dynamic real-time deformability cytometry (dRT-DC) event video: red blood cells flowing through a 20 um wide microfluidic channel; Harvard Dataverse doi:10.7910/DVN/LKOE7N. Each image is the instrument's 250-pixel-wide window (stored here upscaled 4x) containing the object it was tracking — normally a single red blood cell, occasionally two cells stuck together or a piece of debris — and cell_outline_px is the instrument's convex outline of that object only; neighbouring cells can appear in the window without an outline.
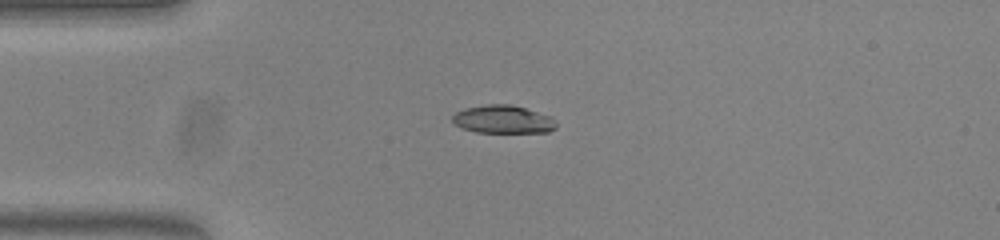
{"species": "common noctule bat (a hibernating species)", "species_latin": "Nyctalus noctula", "temperature_condition": "warm", "stored_images_in_passage": 41, "camera_frame_rate_fps": 3000, "um_per_image_px": 0.085, "animal": {"sex": "female", "body_mass_g": 23.0, "forearm_length_mm": 53.4}, "frame": {"image": 1, "passage_image": 1, "time_ms": 0.0, "image_size_px": [1000, 240], "cell_outline_px": [[556, 128], [548, 132], [476, 132], [464, 128], [456, 124], [452, 120], [452, 116], [456, 112], [464, 108], [488, 104], [512, 104], [552, 116], [556, 120]], "centroid_in_image_um": [42.8, 10.13], "position_along_channel_um": 42.2, "area_um2": 16.99}}
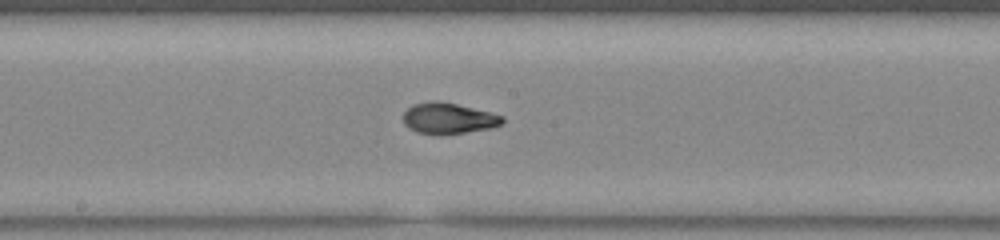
{"frame": {"image": 2, "passage_image": 16, "time_ms": 5.0, "image_size_px": [1000, 240], "cell_outline_px": [[504, 120], [500, 124], [492, 128], [440, 136], [416, 132], [408, 128], [404, 124], [404, 112], [412, 104], [432, 100], [436, 100], [456, 104], [504, 116]], "centroid_in_image_um": [38.07, 10.07], "position_along_channel_um": 210.1, "area_um2": 18.03}}
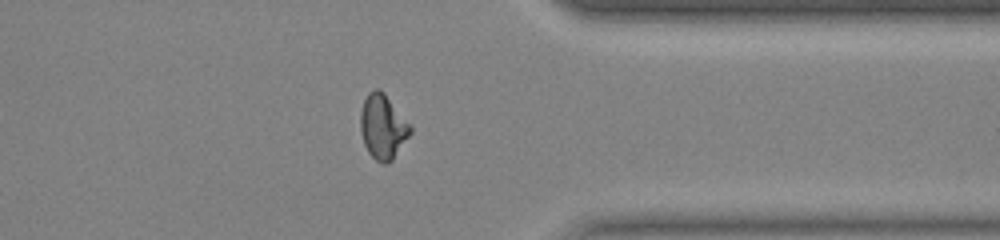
{"frame": {"image": 3, "passage_image": 30, "time_ms": 9.667, "image_size_px": [1000, 240], "cell_outline_px": [[412, 132], [392, 160], [388, 164], [384, 164], [376, 160], [368, 152], [364, 144], [360, 132], [360, 112], [364, 100], [368, 92], [376, 88], [380, 88], [384, 92], [412, 124]], "centroid_in_image_um": [32.55, 10.75], "position_along_channel_um": 378.8, "area_um2": 19.13}, "authors_computed_cell_mechanics": {"area_um2": 18.0336, "velocity_mm_per_s": 3.8072, "shape_relaxation_time_tau1_ms": 8.0462, "shape_relaxation_time_tau2_ms": 1.1103, "deformation_change_tau1": 0.2789, "deformation_change_tau2": 0.0433}}